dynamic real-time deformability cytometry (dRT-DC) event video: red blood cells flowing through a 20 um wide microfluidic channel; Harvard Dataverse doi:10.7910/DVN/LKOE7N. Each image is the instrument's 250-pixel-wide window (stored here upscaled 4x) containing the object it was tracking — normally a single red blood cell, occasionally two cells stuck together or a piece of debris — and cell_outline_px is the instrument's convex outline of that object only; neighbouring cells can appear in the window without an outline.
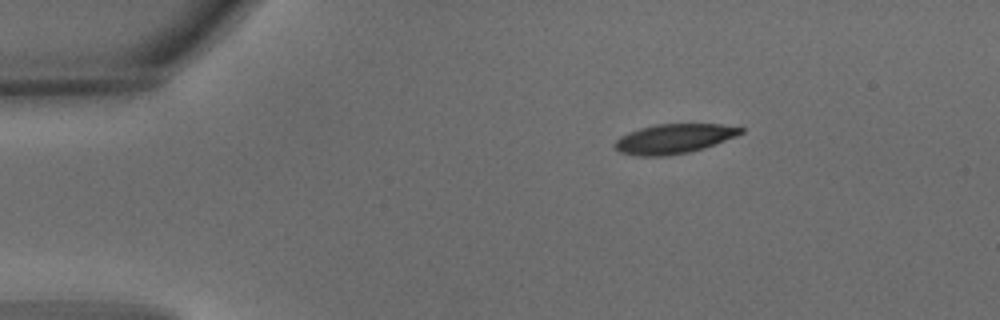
{"species": "common noctule bat (a hibernating species)", "species_latin": "Nyctalus noctula", "temperature_condition": "warm", "stored_images_in_passage": 3, "camera_frame_rate_fps": 3000, "um_per_image_px": 0.085, "animal": {"sex": "male", "body_mass_g": 15.6}, "frame": {"image": 1, "passage_image": 1, "time_ms": 0.0, "image_size_px": [1000, 320], "cell_outline_px": [[744, 132], [736, 136], [704, 148], [688, 152], [664, 156], [636, 156], [620, 152], [612, 144], [620, 136], [628, 132], [640, 128], [656, 124], [720, 124], [744, 128]], "centroid_in_image_um": [57.26, 11.79], "position_along_channel_um": 27.7, "area_um2": 21.68}}